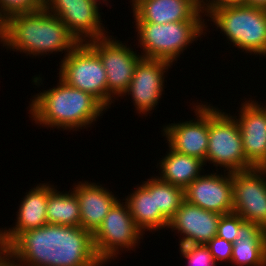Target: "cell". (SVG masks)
Here are the masks:
<instances>
[{"label":"cell","mask_w":266,"mask_h":266,"mask_svg":"<svg viewBox=\"0 0 266 266\" xmlns=\"http://www.w3.org/2000/svg\"><path fill=\"white\" fill-rule=\"evenodd\" d=\"M7 248L24 266H105L92 233L81 226L47 223L20 233Z\"/></svg>","instance_id":"1"},{"label":"cell","mask_w":266,"mask_h":266,"mask_svg":"<svg viewBox=\"0 0 266 266\" xmlns=\"http://www.w3.org/2000/svg\"><path fill=\"white\" fill-rule=\"evenodd\" d=\"M244 222L245 221L240 217V215L234 212L221 215L218 224L217 236L234 243L238 239V229Z\"/></svg>","instance_id":"27"},{"label":"cell","mask_w":266,"mask_h":266,"mask_svg":"<svg viewBox=\"0 0 266 266\" xmlns=\"http://www.w3.org/2000/svg\"><path fill=\"white\" fill-rule=\"evenodd\" d=\"M78 44L66 25L44 7L32 12L17 13L5 19L2 46L7 50L12 49L11 51L33 58L65 52V57Z\"/></svg>","instance_id":"3"},{"label":"cell","mask_w":266,"mask_h":266,"mask_svg":"<svg viewBox=\"0 0 266 266\" xmlns=\"http://www.w3.org/2000/svg\"><path fill=\"white\" fill-rule=\"evenodd\" d=\"M230 113L223 112L222 109L209 104V140L206 163L216 166L217 170L223 168V173L253 168L246 161L239 124Z\"/></svg>","instance_id":"6"},{"label":"cell","mask_w":266,"mask_h":266,"mask_svg":"<svg viewBox=\"0 0 266 266\" xmlns=\"http://www.w3.org/2000/svg\"><path fill=\"white\" fill-rule=\"evenodd\" d=\"M123 198L127 203L130 214L136 226L145 234V231L153 232L166 229L169 220L156 210L155 194L143 183L137 185L134 191Z\"/></svg>","instance_id":"21"},{"label":"cell","mask_w":266,"mask_h":266,"mask_svg":"<svg viewBox=\"0 0 266 266\" xmlns=\"http://www.w3.org/2000/svg\"><path fill=\"white\" fill-rule=\"evenodd\" d=\"M59 64L61 80L91 94L107 109V74L99 55L87 42L79 43Z\"/></svg>","instance_id":"8"},{"label":"cell","mask_w":266,"mask_h":266,"mask_svg":"<svg viewBox=\"0 0 266 266\" xmlns=\"http://www.w3.org/2000/svg\"><path fill=\"white\" fill-rule=\"evenodd\" d=\"M204 14L237 50L266 57V10L246 5L204 10Z\"/></svg>","instance_id":"5"},{"label":"cell","mask_w":266,"mask_h":266,"mask_svg":"<svg viewBox=\"0 0 266 266\" xmlns=\"http://www.w3.org/2000/svg\"><path fill=\"white\" fill-rule=\"evenodd\" d=\"M233 212L266 230V171L252 168L232 173Z\"/></svg>","instance_id":"12"},{"label":"cell","mask_w":266,"mask_h":266,"mask_svg":"<svg viewBox=\"0 0 266 266\" xmlns=\"http://www.w3.org/2000/svg\"><path fill=\"white\" fill-rule=\"evenodd\" d=\"M194 1L204 11L214 0H194Z\"/></svg>","instance_id":"32"},{"label":"cell","mask_w":266,"mask_h":266,"mask_svg":"<svg viewBox=\"0 0 266 266\" xmlns=\"http://www.w3.org/2000/svg\"><path fill=\"white\" fill-rule=\"evenodd\" d=\"M4 26H5V19L0 15V43L3 44L4 40Z\"/></svg>","instance_id":"33"},{"label":"cell","mask_w":266,"mask_h":266,"mask_svg":"<svg viewBox=\"0 0 266 266\" xmlns=\"http://www.w3.org/2000/svg\"><path fill=\"white\" fill-rule=\"evenodd\" d=\"M180 255L186 259L188 266H217L206 245H179Z\"/></svg>","instance_id":"25"},{"label":"cell","mask_w":266,"mask_h":266,"mask_svg":"<svg viewBox=\"0 0 266 266\" xmlns=\"http://www.w3.org/2000/svg\"><path fill=\"white\" fill-rule=\"evenodd\" d=\"M132 2V4H131ZM134 22L166 24L203 19L204 11L194 0H132Z\"/></svg>","instance_id":"17"},{"label":"cell","mask_w":266,"mask_h":266,"mask_svg":"<svg viewBox=\"0 0 266 266\" xmlns=\"http://www.w3.org/2000/svg\"><path fill=\"white\" fill-rule=\"evenodd\" d=\"M29 103V118L40 128L54 127L69 132L87 129L108 111L91 94L66 84L60 78L56 87L40 91Z\"/></svg>","instance_id":"2"},{"label":"cell","mask_w":266,"mask_h":266,"mask_svg":"<svg viewBox=\"0 0 266 266\" xmlns=\"http://www.w3.org/2000/svg\"><path fill=\"white\" fill-rule=\"evenodd\" d=\"M206 246L216 264H218V262L231 263L233 243L215 236Z\"/></svg>","instance_id":"28"},{"label":"cell","mask_w":266,"mask_h":266,"mask_svg":"<svg viewBox=\"0 0 266 266\" xmlns=\"http://www.w3.org/2000/svg\"><path fill=\"white\" fill-rule=\"evenodd\" d=\"M205 20H186L158 24L135 22L138 46L143 58L164 60L171 64L184 53L198 37L207 34Z\"/></svg>","instance_id":"4"},{"label":"cell","mask_w":266,"mask_h":266,"mask_svg":"<svg viewBox=\"0 0 266 266\" xmlns=\"http://www.w3.org/2000/svg\"><path fill=\"white\" fill-rule=\"evenodd\" d=\"M48 183H38L26 192L21 200L16 219L12 227L3 229V240L6 247L22 232L37 229L48 223L47 201ZM8 229V230H7Z\"/></svg>","instance_id":"19"},{"label":"cell","mask_w":266,"mask_h":266,"mask_svg":"<svg viewBox=\"0 0 266 266\" xmlns=\"http://www.w3.org/2000/svg\"><path fill=\"white\" fill-rule=\"evenodd\" d=\"M6 248L3 240V229L0 228V253Z\"/></svg>","instance_id":"34"},{"label":"cell","mask_w":266,"mask_h":266,"mask_svg":"<svg viewBox=\"0 0 266 266\" xmlns=\"http://www.w3.org/2000/svg\"><path fill=\"white\" fill-rule=\"evenodd\" d=\"M167 154L158 160L159 175L161 180L178 186L183 190L198 178L204 171V162L198 158L184 155L167 148Z\"/></svg>","instance_id":"22"},{"label":"cell","mask_w":266,"mask_h":266,"mask_svg":"<svg viewBox=\"0 0 266 266\" xmlns=\"http://www.w3.org/2000/svg\"><path fill=\"white\" fill-rule=\"evenodd\" d=\"M247 0H214L205 10H217L233 6H246Z\"/></svg>","instance_id":"29"},{"label":"cell","mask_w":266,"mask_h":266,"mask_svg":"<svg viewBox=\"0 0 266 266\" xmlns=\"http://www.w3.org/2000/svg\"><path fill=\"white\" fill-rule=\"evenodd\" d=\"M233 243L231 265L266 266V230L259 225L244 222Z\"/></svg>","instance_id":"20"},{"label":"cell","mask_w":266,"mask_h":266,"mask_svg":"<svg viewBox=\"0 0 266 266\" xmlns=\"http://www.w3.org/2000/svg\"><path fill=\"white\" fill-rule=\"evenodd\" d=\"M123 201L119 199L114 204L92 234L95 252L105 266L112 259L116 260L122 251L136 250L140 240L144 238V233L136 226L127 203Z\"/></svg>","instance_id":"7"},{"label":"cell","mask_w":266,"mask_h":266,"mask_svg":"<svg viewBox=\"0 0 266 266\" xmlns=\"http://www.w3.org/2000/svg\"><path fill=\"white\" fill-rule=\"evenodd\" d=\"M43 8V0H0V15L6 19L17 13L36 11Z\"/></svg>","instance_id":"26"},{"label":"cell","mask_w":266,"mask_h":266,"mask_svg":"<svg viewBox=\"0 0 266 266\" xmlns=\"http://www.w3.org/2000/svg\"><path fill=\"white\" fill-rule=\"evenodd\" d=\"M0 266H24L7 247L0 253Z\"/></svg>","instance_id":"30"},{"label":"cell","mask_w":266,"mask_h":266,"mask_svg":"<svg viewBox=\"0 0 266 266\" xmlns=\"http://www.w3.org/2000/svg\"><path fill=\"white\" fill-rule=\"evenodd\" d=\"M247 6L253 8L266 10V0H247Z\"/></svg>","instance_id":"31"},{"label":"cell","mask_w":266,"mask_h":266,"mask_svg":"<svg viewBox=\"0 0 266 266\" xmlns=\"http://www.w3.org/2000/svg\"><path fill=\"white\" fill-rule=\"evenodd\" d=\"M256 168L266 171V156L265 159Z\"/></svg>","instance_id":"35"},{"label":"cell","mask_w":266,"mask_h":266,"mask_svg":"<svg viewBox=\"0 0 266 266\" xmlns=\"http://www.w3.org/2000/svg\"><path fill=\"white\" fill-rule=\"evenodd\" d=\"M117 37L106 35L87 43L99 55L107 76V110L129 88L135 67L142 55ZM114 99V100H113Z\"/></svg>","instance_id":"9"},{"label":"cell","mask_w":266,"mask_h":266,"mask_svg":"<svg viewBox=\"0 0 266 266\" xmlns=\"http://www.w3.org/2000/svg\"><path fill=\"white\" fill-rule=\"evenodd\" d=\"M172 65L164 60L146 58L138 62L129 88L122 96L127 98V95H130L136 113L144 114L145 117L153 112L152 110H156L155 107L160 103L165 91L166 72Z\"/></svg>","instance_id":"13"},{"label":"cell","mask_w":266,"mask_h":266,"mask_svg":"<svg viewBox=\"0 0 266 266\" xmlns=\"http://www.w3.org/2000/svg\"><path fill=\"white\" fill-rule=\"evenodd\" d=\"M94 1H96L97 3H99V4H101V1H102V4H106L107 5V7H108V1L109 0H94Z\"/></svg>","instance_id":"36"},{"label":"cell","mask_w":266,"mask_h":266,"mask_svg":"<svg viewBox=\"0 0 266 266\" xmlns=\"http://www.w3.org/2000/svg\"><path fill=\"white\" fill-rule=\"evenodd\" d=\"M220 217L219 213L204 210L184 200L177 212L169 219L167 228L182 236L179 237L178 245H206L217 236Z\"/></svg>","instance_id":"15"},{"label":"cell","mask_w":266,"mask_h":266,"mask_svg":"<svg viewBox=\"0 0 266 266\" xmlns=\"http://www.w3.org/2000/svg\"><path fill=\"white\" fill-rule=\"evenodd\" d=\"M141 183L155 194L156 210H159L168 220L177 212L184 201L182 188L169 184L156 175Z\"/></svg>","instance_id":"24"},{"label":"cell","mask_w":266,"mask_h":266,"mask_svg":"<svg viewBox=\"0 0 266 266\" xmlns=\"http://www.w3.org/2000/svg\"><path fill=\"white\" fill-rule=\"evenodd\" d=\"M251 99L242 101L239 116L234 117L239 124L246 161L256 168L266 156V105Z\"/></svg>","instance_id":"16"},{"label":"cell","mask_w":266,"mask_h":266,"mask_svg":"<svg viewBox=\"0 0 266 266\" xmlns=\"http://www.w3.org/2000/svg\"><path fill=\"white\" fill-rule=\"evenodd\" d=\"M193 103L196 118L164 125L162 137L168 146L178 153L202 160L206 164V153L209 140V103ZM199 104V105H198ZM196 105V106H195Z\"/></svg>","instance_id":"11"},{"label":"cell","mask_w":266,"mask_h":266,"mask_svg":"<svg viewBox=\"0 0 266 266\" xmlns=\"http://www.w3.org/2000/svg\"><path fill=\"white\" fill-rule=\"evenodd\" d=\"M48 184L47 221L49 224L81 226L80 205L74 191H59Z\"/></svg>","instance_id":"23"},{"label":"cell","mask_w":266,"mask_h":266,"mask_svg":"<svg viewBox=\"0 0 266 266\" xmlns=\"http://www.w3.org/2000/svg\"><path fill=\"white\" fill-rule=\"evenodd\" d=\"M217 171V172H216ZM213 173L200 175L184 189V200L204 210L221 215L233 212L232 173ZM227 174V175H225Z\"/></svg>","instance_id":"14"},{"label":"cell","mask_w":266,"mask_h":266,"mask_svg":"<svg viewBox=\"0 0 266 266\" xmlns=\"http://www.w3.org/2000/svg\"><path fill=\"white\" fill-rule=\"evenodd\" d=\"M43 7L57 16L79 43L109 33L101 20L100 4L94 0H43Z\"/></svg>","instance_id":"10"},{"label":"cell","mask_w":266,"mask_h":266,"mask_svg":"<svg viewBox=\"0 0 266 266\" xmlns=\"http://www.w3.org/2000/svg\"><path fill=\"white\" fill-rule=\"evenodd\" d=\"M73 187L80 205L81 227L93 234L119 199L99 182L82 180Z\"/></svg>","instance_id":"18"}]
</instances>
